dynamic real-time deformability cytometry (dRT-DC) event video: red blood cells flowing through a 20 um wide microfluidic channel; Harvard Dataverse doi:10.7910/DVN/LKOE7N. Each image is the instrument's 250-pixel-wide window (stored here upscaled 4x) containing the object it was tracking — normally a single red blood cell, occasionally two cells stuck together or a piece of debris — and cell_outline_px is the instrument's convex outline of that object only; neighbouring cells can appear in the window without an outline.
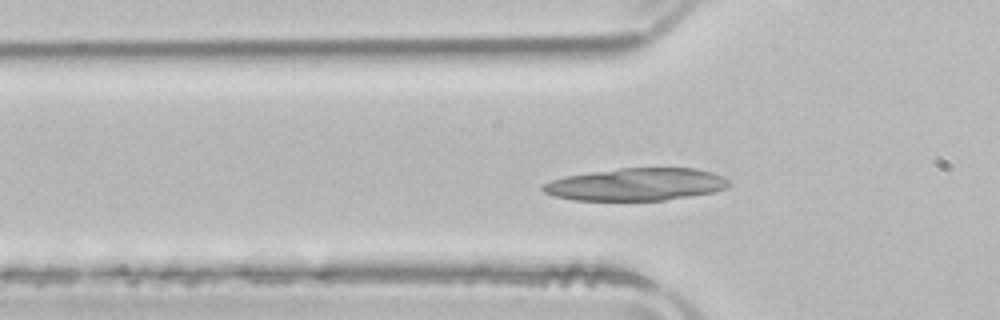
{"species": "common noctule bat (a hibernating species)", "species_latin": "Nyctalus noctula", "temperature_condition": "room temperature", "stored_images_in_passage": 36, "camera_frame_rate_fps": 3000, "um_per_image_px": 0.085, "animal": {"sex": "male", "body_mass_g": 21.5, "forearm_length_mm": 52.0}, "frame": {"image": 1, "passage_image": 5, "time_ms": 1.333, "image_size_px": [1000, 320], "cell_outline_px": [[728, 184], [724, 188], [712, 192], [692, 196], [664, 200], [576, 200], [556, 196], [544, 192], [540, 188], [544, 184], [552, 180], [564, 176], [620, 168], [696, 168], [712, 172], [728, 180]], "centroid_in_image_um": [54.06, 15.67], "position_along_channel_um": 71.7, "area_um2": 34.85}}
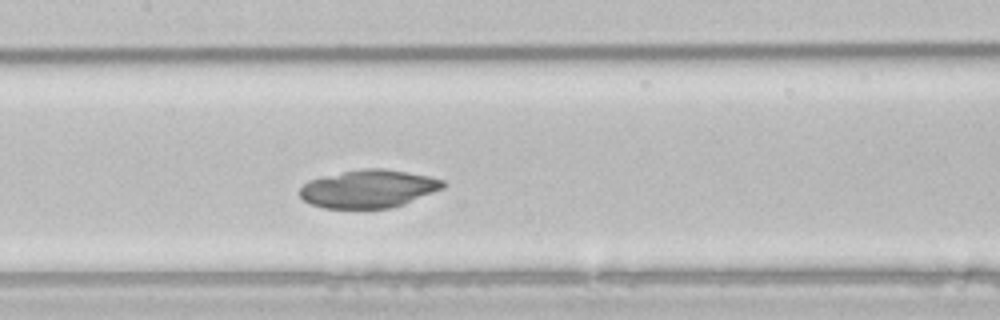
{"frame": {"image": 2, "passage_image": 13, "time_ms": 4.0, "image_size_px": [1000, 320], "cell_outline_px": [[444, 188], [404, 204], [392, 208], [324, 208], [312, 204], [304, 200], [300, 196], [300, 188], [308, 180], [324, 176], [364, 168], [384, 168], [408, 172], [428, 176], [444, 180]], "centroid_in_image_um": [31.34, 16.05], "position_along_channel_um": 176.1, "area_um2": 31.56}}
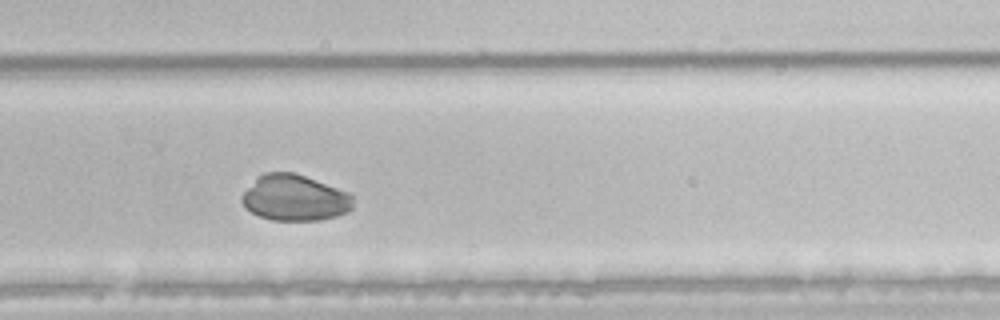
{"frame": {"image": 3, "passage_image": 23, "time_ms": 7.333, "image_size_px": [1000, 320], "cell_outline_px": [[352, 208], [348, 212], [336, 216], [320, 220], [272, 220], [260, 216], [244, 208], [240, 200], [240, 196], [256, 176], [264, 172], [296, 172], [348, 192], [352, 196]], "centroid_in_image_um": [25.0, 16.8], "position_along_channel_um": 304.8, "area_um2": 30.11}}